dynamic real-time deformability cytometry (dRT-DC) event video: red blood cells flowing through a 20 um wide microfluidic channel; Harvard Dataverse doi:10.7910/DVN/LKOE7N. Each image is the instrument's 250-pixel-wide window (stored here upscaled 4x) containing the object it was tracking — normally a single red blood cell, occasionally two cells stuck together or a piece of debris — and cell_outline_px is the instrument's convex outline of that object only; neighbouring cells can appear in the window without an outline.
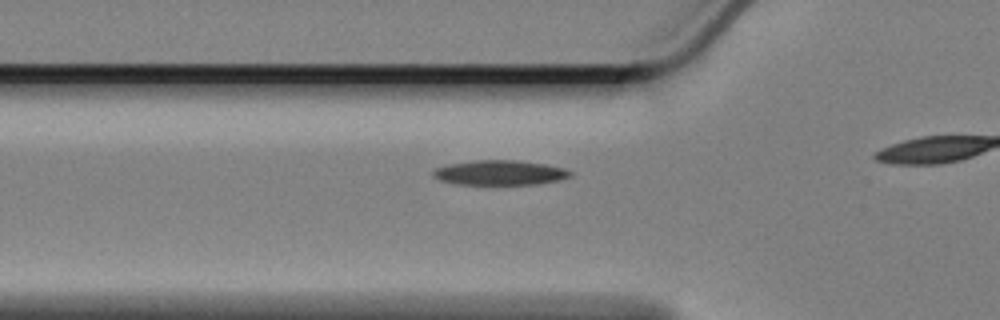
{"species": "Egyptian fruit bat (a non-hibernating species)", "species_latin": "Rousettus aegyptiacus", "temperature_condition": "cold", "stored_images_in_passage": 21, "camera_frame_rate_fps": 3000, "um_per_image_px": 0.085, "animal": {"sex": "female"}, "frame": {"image": 1, "passage_image": 15, "time_ms": 4.667, "image_size_px": [1000, 320], "cell_outline_px": [[572, 176], [560, 180], [536, 184], [456, 184], [440, 180], [432, 176], [432, 172], [436, 168], [448, 164], [476, 160], [516, 160], [544, 164], [564, 168], [572, 172]], "centroid_in_image_um": [42.48, 14.68], "position_along_channel_um": 83.3, "area_um2": 19.77}}
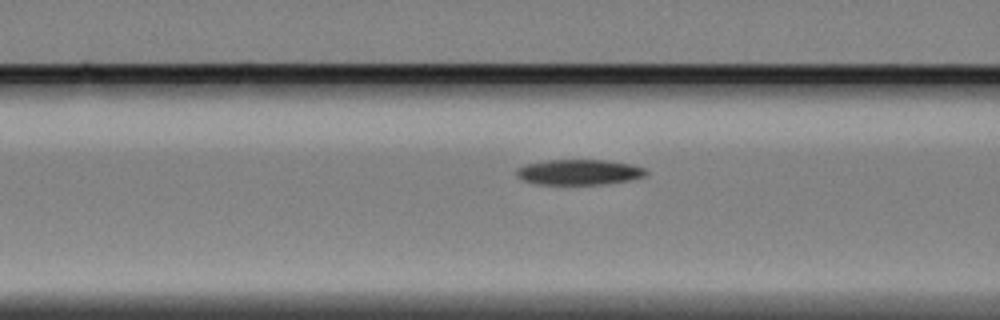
{"frame": {"image": 2, "passage_image": 18, "time_ms": 5.667, "image_size_px": [1000, 320], "cell_outline_px": [[648, 172], [644, 176], [628, 180], [604, 184], [536, 184], [524, 180], [516, 176], [516, 168], [524, 164], [548, 160], [604, 160], [632, 164], [644, 168]], "centroid_in_image_um": [49.18, 14.62], "position_along_channel_um": 117.4, "area_um2": 19.13}}